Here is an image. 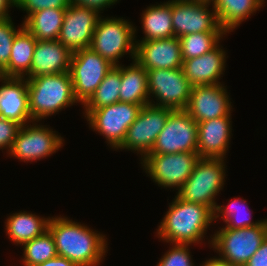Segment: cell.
<instances>
[{
  "label": "cell",
  "instance_id": "6da1fadb",
  "mask_svg": "<svg viewBox=\"0 0 267 266\" xmlns=\"http://www.w3.org/2000/svg\"><path fill=\"white\" fill-rule=\"evenodd\" d=\"M48 230L53 236L57 255L78 266H98L108 251L104 234L68 217H51Z\"/></svg>",
  "mask_w": 267,
  "mask_h": 266
},
{
  "label": "cell",
  "instance_id": "7a4b0ae2",
  "mask_svg": "<svg viewBox=\"0 0 267 266\" xmlns=\"http://www.w3.org/2000/svg\"><path fill=\"white\" fill-rule=\"evenodd\" d=\"M168 211L156 234L170 244L201 245L207 229L214 220V211L204 205L184 201L177 195L169 203Z\"/></svg>",
  "mask_w": 267,
  "mask_h": 266
},
{
  "label": "cell",
  "instance_id": "3957f363",
  "mask_svg": "<svg viewBox=\"0 0 267 266\" xmlns=\"http://www.w3.org/2000/svg\"><path fill=\"white\" fill-rule=\"evenodd\" d=\"M31 120L40 121L79 103L70 72L26 78Z\"/></svg>",
  "mask_w": 267,
  "mask_h": 266
},
{
  "label": "cell",
  "instance_id": "277c9868",
  "mask_svg": "<svg viewBox=\"0 0 267 266\" xmlns=\"http://www.w3.org/2000/svg\"><path fill=\"white\" fill-rule=\"evenodd\" d=\"M136 27L122 18L100 16L94 31L90 48L112 65H120L119 59L129 54L136 56Z\"/></svg>",
  "mask_w": 267,
  "mask_h": 266
},
{
  "label": "cell",
  "instance_id": "5b68a950",
  "mask_svg": "<svg viewBox=\"0 0 267 266\" xmlns=\"http://www.w3.org/2000/svg\"><path fill=\"white\" fill-rule=\"evenodd\" d=\"M224 158H200L191 175L176 192L177 196L187 202L204 204L215 211V201L225 182Z\"/></svg>",
  "mask_w": 267,
  "mask_h": 266
},
{
  "label": "cell",
  "instance_id": "8992f818",
  "mask_svg": "<svg viewBox=\"0 0 267 266\" xmlns=\"http://www.w3.org/2000/svg\"><path fill=\"white\" fill-rule=\"evenodd\" d=\"M219 229L210 237V247L227 262L235 266H244L267 236V219L253 227Z\"/></svg>",
  "mask_w": 267,
  "mask_h": 266
},
{
  "label": "cell",
  "instance_id": "52a82bcc",
  "mask_svg": "<svg viewBox=\"0 0 267 266\" xmlns=\"http://www.w3.org/2000/svg\"><path fill=\"white\" fill-rule=\"evenodd\" d=\"M149 104L172 110H185L192 85L182 68L148 70ZM150 97L156 98V102Z\"/></svg>",
  "mask_w": 267,
  "mask_h": 266
},
{
  "label": "cell",
  "instance_id": "ba28073f",
  "mask_svg": "<svg viewBox=\"0 0 267 266\" xmlns=\"http://www.w3.org/2000/svg\"><path fill=\"white\" fill-rule=\"evenodd\" d=\"M200 159L198 153L148 154L142 161L146 174L159 187L179 190Z\"/></svg>",
  "mask_w": 267,
  "mask_h": 266
},
{
  "label": "cell",
  "instance_id": "9c48e42d",
  "mask_svg": "<svg viewBox=\"0 0 267 266\" xmlns=\"http://www.w3.org/2000/svg\"><path fill=\"white\" fill-rule=\"evenodd\" d=\"M141 105L120 102L90 111L85 119L89 127L105 137L113 149H118L123 143L127 129L136 120Z\"/></svg>",
  "mask_w": 267,
  "mask_h": 266
},
{
  "label": "cell",
  "instance_id": "30bf717a",
  "mask_svg": "<svg viewBox=\"0 0 267 266\" xmlns=\"http://www.w3.org/2000/svg\"><path fill=\"white\" fill-rule=\"evenodd\" d=\"M22 125L8 151V156L24 162H33L56 153L65 142L52 128L32 121Z\"/></svg>",
  "mask_w": 267,
  "mask_h": 266
},
{
  "label": "cell",
  "instance_id": "8fae6325",
  "mask_svg": "<svg viewBox=\"0 0 267 266\" xmlns=\"http://www.w3.org/2000/svg\"><path fill=\"white\" fill-rule=\"evenodd\" d=\"M113 66L90 47L73 52L70 75L76 100L83 105Z\"/></svg>",
  "mask_w": 267,
  "mask_h": 266
},
{
  "label": "cell",
  "instance_id": "7c38bea8",
  "mask_svg": "<svg viewBox=\"0 0 267 266\" xmlns=\"http://www.w3.org/2000/svg\"><path fill=\"white\" fill-rule=\"evenodd\" d=\"M172 109L147 104L127 129L126 137L117 150L127 149L141 155L142 161L150 152Z\"/></svg>",
  "mask_w": 267,
  "mask_h": 266
},
{
  "label": "cell",
  "instance_id": "4fadbf2b",
  "mask_svg": "<svg viewBox=\"0 0 267 266\" xmlns=\"http://www.w3.org/2000/svg\"><path fill=\"white\" fill-rule=\"evenodd\" d=\"M197 122L185 110H172L149 154L197 153Z\"/></svg>",
  "mask_w": 267,
  "mask_h": 266
},
{
  "label": "cell",
  "instance_id": "5bb4252c",
  "mask_svg": "<svg viewBox=\"0 0 267 266\" xmlns=\"http://www.w3.org/2000/svg\"><path fill=\"white\" fill-rule=\"evenodd\" d=\"M209 2L171 0L172 27L175 37L200 32H225ZM212 11V12H211Z\"/></svg>",
  "mask_w": 267,
  "mask_h": 266
},
{
  "label": "cell",
  "instance_id": "9a60e30c",
  "mask_svg": "<svg viewBox=\"0 0 267 266\" xmlns=\"http://www.w3.org/2000/svg\"><path fill=\"white\" fill-rule=\"evenodd\" d=\"M100 16L93 9L71 3L66 8L58 41L72 53L89 48Z\"/></svg>",
  "mask_w": 267,
  "mask_h": 266
},
{
  "label": "cell",
  "instance_id": "2e32d148",
  "mask_svg": "<svg viewBox=\"0 0 267 266\" xmlns=\"http://www.w3.org/2000/svg\"><path fill=\"white\" fill-rule=\"evenodd\" d=\"M224 84L194 86L185 111L197 123L231 116L232 105Z\"/></svg>",
  "mask_w": 267,
  "mask_h": 266
},
{
  "label": "cell",
  "instance_id": "e0dca14e",
  "mask_svg": "<svg viewBox=\"0 0 267 266\" xmlns=\"http://www.w3.org/2000/svg\"><path fill=\"white\" fill-rule=\"evenodd\" d=\"M135 60L146 71L182 68L183 58L178 37L137 41Z\"/></svg>",
  "mask_w": 267,
  "mask_h": 266
},
{
  "label": "cell",
  "instance_id": "ac0fdd59",
  "mask_svg": "<svg viewBox=\"0 0 267 266\" xmlns=\"http://www.w3.org/2000/svg\"><path fill=\"white\" fill-rule=\"evenodd\" d=\"M231 119V116H222L197 123L200 158H226L232 134Z\"/></svg>",
  "mask_w": 267,
  "mask_h": 266
},
{
  "label": "cell",
  "instance_id": "d6986e66",
  "mask_svg": "<svg viewBox=\"0 0 267 266\" xmlns=\"http://www.w3.org/2000/svg\"><path fill=\"white\" fill-rule=\"evenodd\" d=\"M0 117L25 125L32 122L26 78L0 76Z\"/></svg>",
  "mask_w": 267,
  "mask_h": 266
},
{
  "label": "cell",
  "instance_id": "ffe728a7",
  "mask_svg": "<svg viewBox=\"0 0 267 266\" xmlns=\"http://www.w3.org/2000/svg\"><path fill=\"white\" fill-rule=\"evenodd\" d=\"M222 48L219 44L202 56L183 60L182 69L192 87L222 84L219 80L224 75L227 58Z\"/></svg>",
  "mask_w": 267,
  "mask_h": 266
},
{
  "label": "cell",
  "instance_id": "44dd1931",
  "mask_svg": "<svg viewBox=\"0 0 267 266\" xmlns=\"http://www.w3.org/2000/svg\"><path fill=\"white\" fill-rule=\"evenodd\" d=\"M72 52L58 40H37L30 73L25 78L70 72Z\"/></svg>",
  "mask_w": 267,
  "mask_h": 266
},
{
  "label": "cell",
  "instance_id": "7402d4cb",
  "mask_svg": "<svg viewBox=\"0 0 267 266\" xmlns=\"http://www.w3.org/2000/svg\"><path fill=\"white\" fill-rule=\"evenodd\" d=\"M50 218L40 217L26 211L13 213L4 222L6 235L8 234V238L14 245L22 246L48 230Z\"/></svg>",
  "mask_w": 267,
  "mask_h": 266
},
{
  "label": "cell",
  "instance_id": "603a6c76",
  "mask_svg": "<svg viewBox=\"0 0 267 266\" xmlns=\"http://www.w3.org/2000/svg\"><path fill=\"white\" fill-rule=\"evenodd\" d=\"M120 102L149 104L147 72L136 60L125 67L121 63Z\"/></svg>",
  "mask_w": 267,
  "mask_h": 266
},
{
  "label": "cell",
  "instance_id": "cb8c5ba5",
  "mask_svg": "<svg viewBox=\"0 0 267 266\" xmlns=\"http://www.w3.org/2000/svg\"><path fill=\"white\" fill-rule=\"evenodd\" d=\"M36 43L34 36L23 27L13 40L8 65L0 76L25 78L30 73Z\"/></svg>",
  "mask_w": 267,
  "mask_h": 266
},
{
  "label": "cell",
  "instance_id": "d4e9b609",
  "mask_svg": "<svg viewBox=\"0 0 267 266\" xmlns=\"http://www.w3.org/2000/svg\"><path fill=\"white\" fill-rule=\"evenodd\" d=\"M265 4L264 0H213L212 7L222 29L226 33L233 32L235 28L247 20L252 14Z\"/></svg>",
  "mask_w": 267,
  "mask_h": 266
},
{
  "label": "cell",
  "instance_id": "484cf974",
  "mask_svg": "<svg viewBox=\"0 0 267 266\" xmlns=\"http://www.w3.org/2000/svg\"><path fill=\"white\" fill-rule=\"evenodd\" d=\"M144 33L142 40H158L174 37L172 27L171 0L148 6L141 15Z\"/></svg>",
  "mask_w": 267,
  "mask_h": 266
},
{
  "label": "cell",
  "instance_id": "4316f807",
  "mask_svg": "<svg viewBox=\"0 0 267 266\" xmlns=\"http://www.w3.org/2000/svg\"><path fill=\"white\" fill-rule=\"evenodd\" d=\"M66 8H49L31 13L24 21V27L36 40H58Z\"/></svg>",
  "mask_w": 267,
  "mask_h": 266
},
{
  "label": "cell",
  "instance_id": "83f0119b",
  "mask_svg": "<svg viewBox=\"0 0 267 266\" xmlns=\"http://www.w3.org/2000/svg\"><path fill=\"white\" fill-rule=\"evenodd\" d=\"M121 86V64L113 66L91 97L83 104L84 116L94 109H99L119 101Z\"/></svg>",
  "mask_w": 267,
  "mask_h": 266
},
{
  "label": "cell",
  "instance_id": "f1b7e54d",
  "mask_svg": "<svg viewBox=\"0 0 267 266\" xmlns=\"http://www.w3.org/2000/svg\"><path fill=\"white\" fill-rule=\"evenodd\" d=\"M226 32H200L179 37L183 60L199 57L215 49Z\"/></svg>",
  "mask_w": 267,
  "mask_h": 266
},
{
  "label": "cell",
  "instance_id": "f546056e",
  "mask_svg": "<svg viewBox=\"0 0 267 266\" xmlns=\"http://www.w3.org/2000/svg\"><path fill=\"white\" fill-rule=\"evenodd\" d=\"M227 205H217L214 211V220L217 218L225 222V226L222 228H246L259 225L263 220L252 221L250 209H247L248 204L246 200L240 198H234L231 201H228ZM245 208V209H244ZM248 211H247V210ZM246 210V211H245ZM247 212V213H246ZM249 216V217H248Z\"/></svg>",
  "mask_w": 267,
  "mask_h": 266
},
{
  "label": "cell",
  "instance_id": "4dcf8cb0",
  "mask_svg": "<svg viewBox=\"0 0 267 266\" xmlns=\"http://www.w3.org/2000/svg\"><path fill=\"white\" fill-rule=\"evenodd\" d=\"M22 246L21 262L23 266H35L57 256L54 239L49 230Z\"/></svg>",
  "mask_w": 267,
  "mask_h": 266
},
{
  "label": "cell",
  "instance_id": "1f68e13d",
  "mask_svg": "<svg viewBox=\"0 0 267 266\" xmlns=\"http://www.w3.org/2000/svg\"><path fill=\"white\" fill-rule=\"evenodd\" d=\"M24 27L23 22L19 29H16L12 18L0 20V73L7 67L12 44L16 34Z\"/></svg>",
  "mask_w": 267,
  "mask_h": 266
},
{
  "label": "cell",
  "instance_id": "d6a6232c",
  "mask_svg": "<svg viewBox=\"0 0 267 266\" xmlns=\"http://www.w3.org/2000/svg\"><path fill=\"white\" fill-rule=\"evenodd\" d=\"M168 251L159 260L156 266H195L192 263L190 244H170Z\"/></svg>",
  "mask_w": 267,
  "mask_h": 266
},
{
  "label": "cell",
  "instance_id": "836d02e7",
  "mask_svg": "<svg viewBox=\"0 0 267 266\" xmlns=\"http://www.w3.org/2000/svg\"><path fill=\"white\" fill-rule=\"evenodd\" d=\"M70 4V0H15V7L27 14L24 20L33 12L49 8H67Z\"/></svg>",
  "mask_w": 267,
  "mask_h": 266
},
{
  "label": "cell",
  "instance_id": "e575fe53",
  "mask_svg": "<svg viewBox=\"0 0 267 266\" xmlns=\"http://www.w3.org/2000/svg\"><path fill=\"white\" fill-rule=\"evenodd\" d=\"M21 125L0 117V150H10Z\"/></svg>",
  "mask_w": 267,
  "mask_h": 266
},
{
  "label": "cell",
  "instance_id": "d590c367",
  "mask_svg": "<svg viewBox=\"0 0 267 266\" xmlns=\"http://www.w3.org/2000/svg\"><path fill=\"white\" fill-rule=\"evenodd\" d=\"M70 2L78 6H83L89 9H93L100 14L103 13L101 11H103L105 8L107 9L111 5H114L119 1L118 0H70Z\"/></svg>",
  "mask_w": 267,
  "mask_h": 266
},
{
  "label": "cell",
  "instance_id": "8d00e7d4",
  "mask_svg": "<svg viewBox=\"0 0 267 266\" xmlns=\"http://www.w3.org/2000/svg\"><path fill=\"white\" fill-rule=\"evenodd\" d=\"M244 266H267V236L262 241L256 253Z\"/></svg>",
  "mask_w": 267,
  "mask_h": 266
},
{
  "label": "cell",
  "instance_id": "74e56055",
  "mask_svg": "<svg viewBox=\"0 0 267 266\" xmlns=\"http://www.w3.org/2000/svg\"><path fill=\"white\" fill-rule=\"evenodd\" d=\"M35 266H78L76 263L68 260L65 257L56 256L52 259H49L43 263L37 264Z\"/></svg>",
  "mask_w": 267,
  "mask_h": 266
},
{
  "label": "cell",
  "instance_id": "f35d334b",
  "mask_svg": "<svg viewBox=\"0 0 267 266\" xmlns=\"http://www.w3.org/2000/svg\"><path fill=\"white\" fill-rule=\"evenodd\" d=\"M15 7V0H0V20L10 18L9 9Z\"/></svg>",
  "mask_w": 267,
  "mask_h": 266
},
{
  "label": "cell",
  "instance_id": "ab89813d",
  "mask_svg": "<svg viewBox=\"0 0 267 266\" xmlns=\"http://www.w3.org/2000/svg\"><path fill=\"white\" fill-rule=\"evenodd\" d=\"M200 266H235L234 264L227 262L226 260L220 258V257H215L206 259V261L200 265Z\"/></svg>",
  "mask_w": 267,
  "mask_h": 266
},
{
  "label": "cell",
  "instance_id": "60d3db41",
  "mask_svg": "<svg viewBox=\"0 0 267 266\" xmlns=\"http://www.w3.org/2000/svg\"><path fill=\"white\" fill-rule=\"evenodd\" d=\"M194 1H201V2H209V3H211L213 0H194Z\"/></svg>",
  "mask_w": 267,
  "mask_h": 266
}]
</instances>
